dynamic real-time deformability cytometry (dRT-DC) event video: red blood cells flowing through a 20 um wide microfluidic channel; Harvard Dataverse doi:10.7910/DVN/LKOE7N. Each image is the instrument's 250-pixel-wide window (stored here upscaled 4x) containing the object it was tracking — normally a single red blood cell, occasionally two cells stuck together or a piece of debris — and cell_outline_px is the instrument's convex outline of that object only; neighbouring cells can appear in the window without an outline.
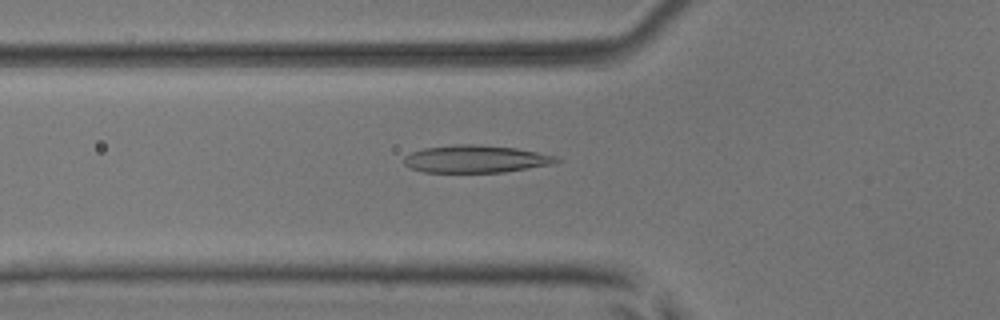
{"species": "common noctule bat (a hibernating species)", "species_latin": "Nyctalus noctula", "temperature_condition": "room temperature", "stored_images_in_passage": 42, "camera_frame_rate_fps": 3000, "um_per_image_px": 0.085, "animal": {"sex": "male", "body_mass_g": 17.9, "forearm_length_mm": 54.2}, "frame": {"image": 1, "passage_image": 8, "time_ms": 2.333, "image_size_px": [1000, 320], "cell_outline_px": [[560, 160], [556, 164], [504, 172], [424, 172], [412, 168], [404, 164], [404, 156], [412, 152], [424, 148], [456, 144], [472, 144], [516, 148], [556, 156]], "centroid_in_image_um": [40.46, 13.51], "position_along_channel_um": 85.3, "area_um2": 24.33}}
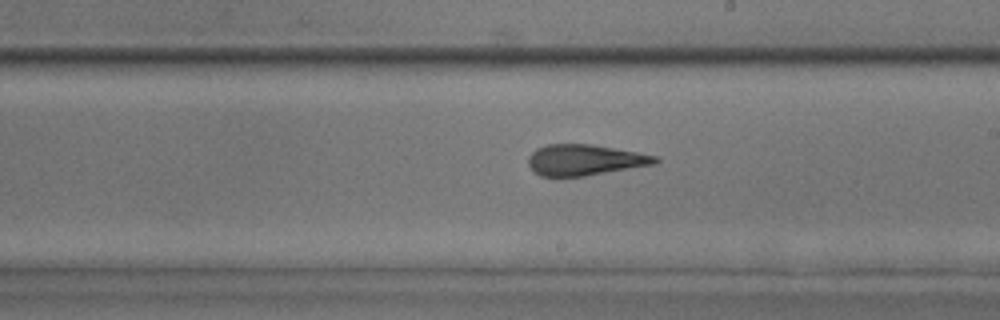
{"frame": {"image": 2, "passage_image": 20, "time_ms": 6.333, "image_size_px": [1000, 320], "cell_outline_px": [[660, 160], [656, 164], [584, 176], [540, 176], [528, 164], [528, 156], [536, 148], [548, 144], [592, 144], [636, 152], [656, 156]], "centroid_in_image_um": [49.7, 13.59], "position_along_channel_um": 239.3, "area_um2": 22.72}}
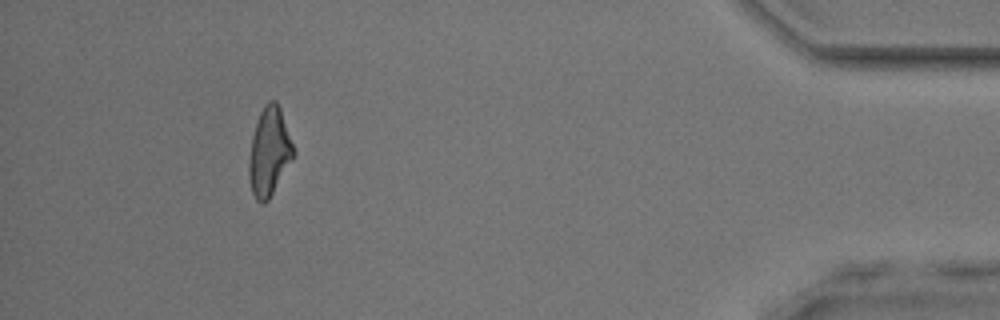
{"frame": {"image": 3, "passage_image": 38, "time_ms": 12.333, "image_size_px": [1000, 320], "cell_outline_px": [[296, 156], [268, 200], [264, 204], [260, 204], [256, 200], [252, 192], [248, 176], [248, 164], [252, 136], [260, 112], [264, 104], [268, 100], [276, 100], [280, 108], [296, 152]], "centroid_in_image_um": [22.9, 12.92], "position_along_channel_um": 412.3, "area_um2": 23.18}, "authors_computed_cell_mechanics": {"area_um2": 23.0333, "velocity_mm_per_s": 3.8574, "shape_relaxation_time_tau1_ms": 6.4907, "shape_relaxation_time_tau2_ms": 1.7073, "deformation_change_tau1": 0.1765, "deformation_change_tau2": 0.1115}}